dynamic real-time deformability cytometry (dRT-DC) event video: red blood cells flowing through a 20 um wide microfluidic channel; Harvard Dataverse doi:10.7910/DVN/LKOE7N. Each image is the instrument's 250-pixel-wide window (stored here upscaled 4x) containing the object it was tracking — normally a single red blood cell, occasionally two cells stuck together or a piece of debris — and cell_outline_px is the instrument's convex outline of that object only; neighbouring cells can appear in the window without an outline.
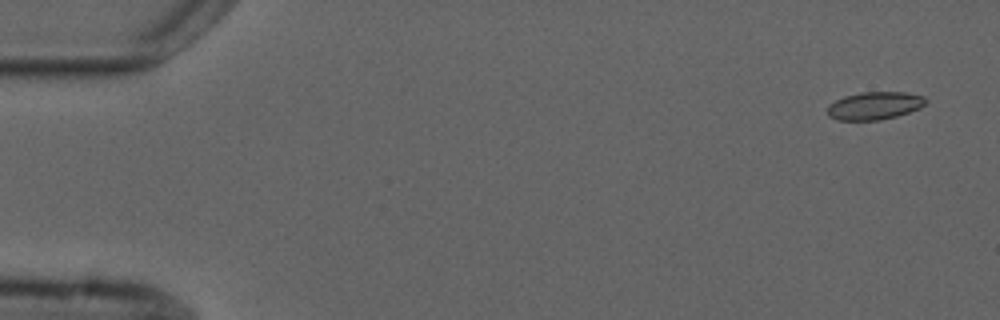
{"species": "common noctule bat (a hibernating species)", "species_latin": "Nyctalus noctula", "temperature_condition": "cold", "stored_images_in_passage": 4, "camera_frame_rate_fps": 3000, "um_per_image_px": 0.085, "animal": {"sex": "male", "forearm_length_mm": 52.5}, "frame": {"image": 1, "passage_image": 1, "time_ms": 0.0, "image_size_px": [1000, 320], "cell_outline_px": [[928, 100], [920, 108], [896, 116], [880, 120], [836, 120], [828, 116], [828, 104], [844, 96], [860, 92], [904, 92], [924, 96]], "centroid_in_image_um": [74.32, 8.98], "position_along_channel_um": 10.7, "area_um2": 15.95}}